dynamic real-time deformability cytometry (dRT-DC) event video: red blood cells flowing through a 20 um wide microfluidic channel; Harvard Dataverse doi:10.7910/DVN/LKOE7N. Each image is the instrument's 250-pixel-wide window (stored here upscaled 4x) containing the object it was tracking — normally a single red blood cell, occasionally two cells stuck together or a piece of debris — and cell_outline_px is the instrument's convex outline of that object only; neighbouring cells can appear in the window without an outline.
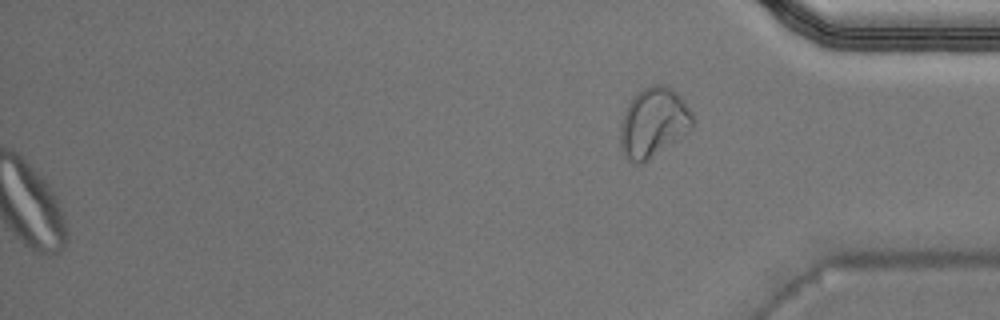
{"species": "Egyptian fruit bat (a non-hibernating species)", "species_latin": "Rousettus aegyptiacus", "temperature_condition": "warm", "stored_images_in_passage": 41, "segment_of_instrument_passage": [3, 3], "camera_frame_rate_fps": 3000, "um_per_image_px": 0.085, "animal": {"sex": "male"}, "frame": {"image": 1, "passage_image": 41, "time_ms": 13.333, "image_size_px": [1000, 320], "cell_outline_px": [[692, 124], [688, 128], [640, 164], [636, 164], [620, 148], [620, 128], [624, 112], [632, 96], [636, 92], [652, 84], [664, 84], [672, 88], [680, 96], [692, 112]], "centroid_in_image_um": [55.48, 10.32], "position_along_channel_um": 379.7, "area_um2": 28.09}}